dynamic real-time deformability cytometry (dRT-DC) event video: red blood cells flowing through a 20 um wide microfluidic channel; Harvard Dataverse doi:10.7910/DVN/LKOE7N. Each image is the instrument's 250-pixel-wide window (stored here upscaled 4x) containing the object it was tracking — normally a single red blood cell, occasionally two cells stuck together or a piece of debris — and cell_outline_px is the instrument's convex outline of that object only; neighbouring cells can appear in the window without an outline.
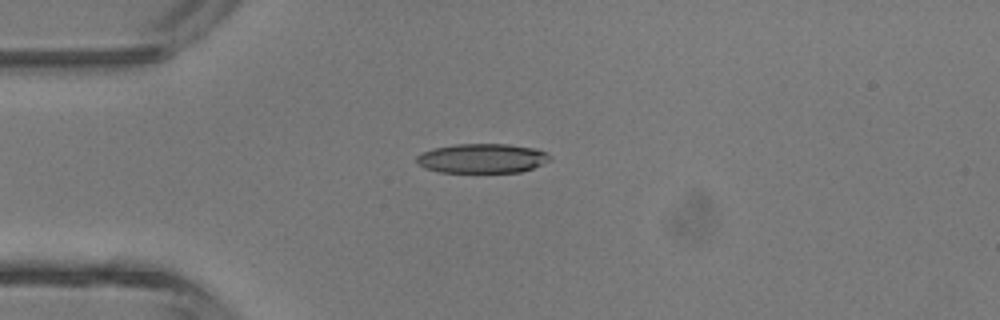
{"species": "common noctule bat (a hibernating species)", "species_latin": "Nyctalus noctula", "temperature_condition": "room temperature", "stored_images_in_passage": 2, "camera_frame_rate_fps": 3000, "um_per_image_px": 0.085, "animal": {"sex": "male", "body_mass_g": 13.3}, "frame": {"image": 1, "passage_image": 1, "time_ms": 0.0, "image_size_px": [1000, 320], "cell_outline_px": [[552, 160], [544, 164], [520, 172], [440, 172], [424, 168], [416, 164], [416, 156], [424, 152], [436, 148], [456, 144], [508, 144], [532, 148], [548, 152], [552, 156]], "centroid_in_image_um": [41.02, 13.46], "position_along_channel_um": 44.0, "area_um2": 22.95}}